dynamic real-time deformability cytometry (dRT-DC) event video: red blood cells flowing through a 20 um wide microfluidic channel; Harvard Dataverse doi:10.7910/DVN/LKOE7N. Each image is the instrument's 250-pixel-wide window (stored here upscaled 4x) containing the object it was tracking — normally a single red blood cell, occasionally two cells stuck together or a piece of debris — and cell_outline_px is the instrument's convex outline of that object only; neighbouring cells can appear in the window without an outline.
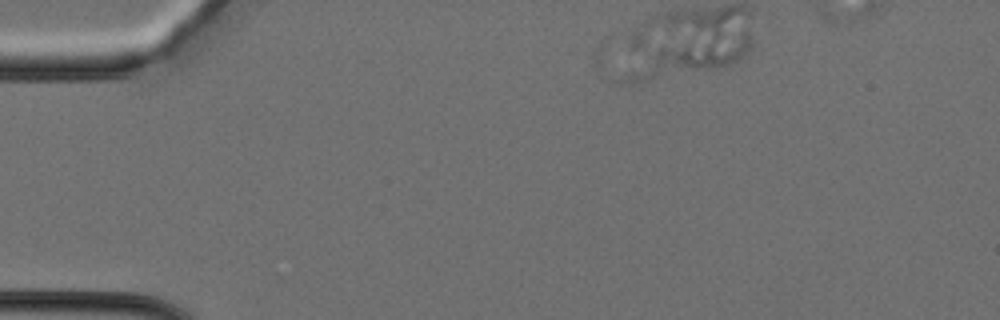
{"species": "Egyptian fruit bat (a non-hibernating species)", "species_latin": "Rousettus aegyptiacus", "temperature_condition": "cold", "stored_images_in_passage": 3, "camera_frame_rate_fps": 3000, "um_per_image_px": 0.085, "animal": {"sex": "female"}, "frame": {"image": 1, "passage_image": 1, "time_ms": 0.0, "image_size_px": [1000, 320], "cell_outline_px": [[752, 48], [744, 60], [724, 68], [620, 84], [608, 80], [608, 76], [660, 48], [740, 32], [744, 32], [752, 40]], "centroid_in_image_um": [58.41, 4.99], "position_along_channel_um": 26.6, "area_um2": 27.17}}